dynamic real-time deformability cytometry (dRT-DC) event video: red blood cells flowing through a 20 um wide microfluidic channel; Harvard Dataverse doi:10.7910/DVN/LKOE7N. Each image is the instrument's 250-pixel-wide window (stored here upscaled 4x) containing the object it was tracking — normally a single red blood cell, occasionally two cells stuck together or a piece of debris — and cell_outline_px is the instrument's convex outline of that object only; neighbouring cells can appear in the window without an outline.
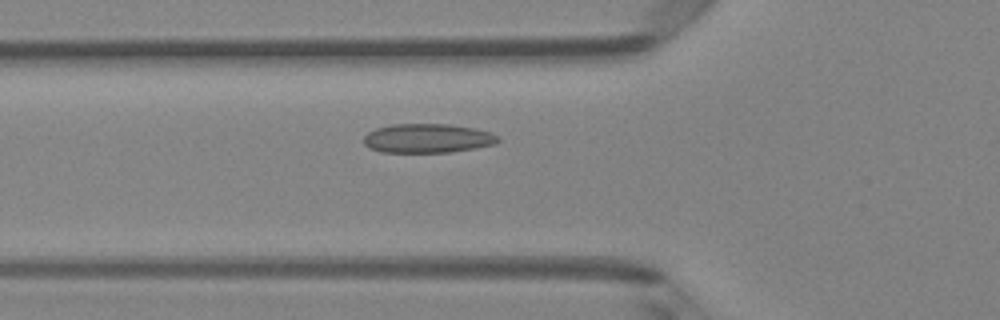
{"species": "Egyptian fruit bat (a non-hibernating species)", "species_latin": "Rousettus aegyptiacus", "temperature_condition": "room temperature", "stored_images_in_passage": 49, "camera_frame_rate_fps": 3000, "um_per_image_px": 0.085, "animal": {"sex": "female"}, "frame": {"image": 1, "passage_image": 17, "time_ms": 5.333, "image_size_px": [1000, 320], "cell_outline_px": [[500, 140], [496, 144], [476, 148], [448, 152], [380, 152], [368, 148], [364, 144], [364, 136], [368, 132], [376, 128], [392, 124], [448, 124], [476, 128], [492, 132], [500, 136]], "centroid_in_image_um": [36.37, 11.75], "position_along_channel_um": 89.4, "area_um2": 23.06}}
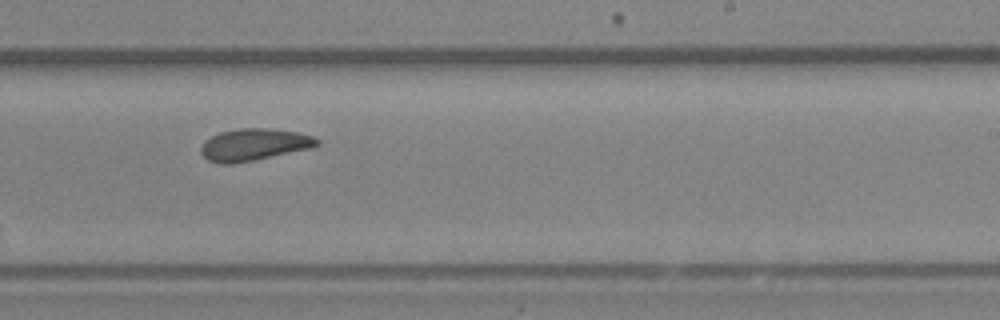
{"frame": {"image": 2, "passage_image": 30, "time_ms": 9.667, "image_size_px": [1000, 320], "cell_outline_px": [[320, 144], [312, 148], [232, 164], [224, 164], [208, 160], [200, 152], [200, 148], [204, 140], [220, 132], [236, 128], [268, 128], [296, 132], [312, 136], [320, 140]], "centroid_in_image_um": [21.58, 12.28], "position_along_channel_um": 267.4, "area_um2": 21.56}}
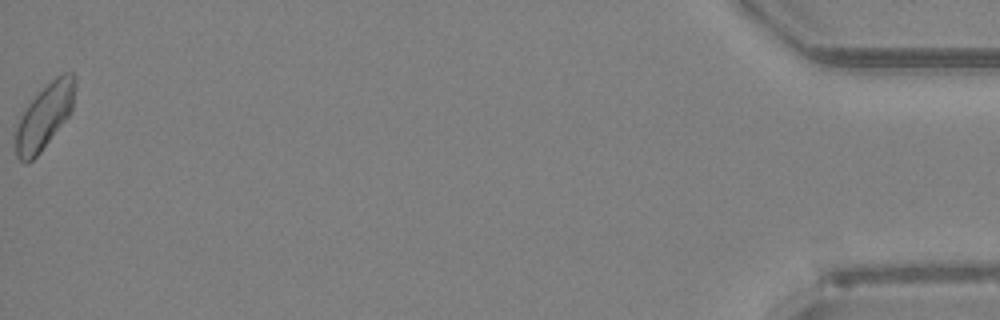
{"frame": {"image": 3, "passage_image": 49, "time_ms": 16.0, "image_size_px": [1000, 320], "cell_outline_px": [[76, 84], [72, 112], [40, 152], [28, 164], [24, 164], [16, 156], [12, 136], [12, 132], [20, 116], [28, 104], [56, 76], [64, 72], [72, 72], [76, 76]], "centroid_in_image_um": [3.74, 9.93], "position_along_channel_um": 431.5, "area_um2": 22.95}, "authors_computed_cell_mechanics": {"area_um2": 21.5594, "velocity_mm_per_s": 4.1299, "shape_relaxation_time_tau1_ms": 10.8868, "shape_relaxation_time_tau2_ms": 3.4059, "deformation_change_tau1": 0.1678, "deformation_change_tau2": 0.0752}}